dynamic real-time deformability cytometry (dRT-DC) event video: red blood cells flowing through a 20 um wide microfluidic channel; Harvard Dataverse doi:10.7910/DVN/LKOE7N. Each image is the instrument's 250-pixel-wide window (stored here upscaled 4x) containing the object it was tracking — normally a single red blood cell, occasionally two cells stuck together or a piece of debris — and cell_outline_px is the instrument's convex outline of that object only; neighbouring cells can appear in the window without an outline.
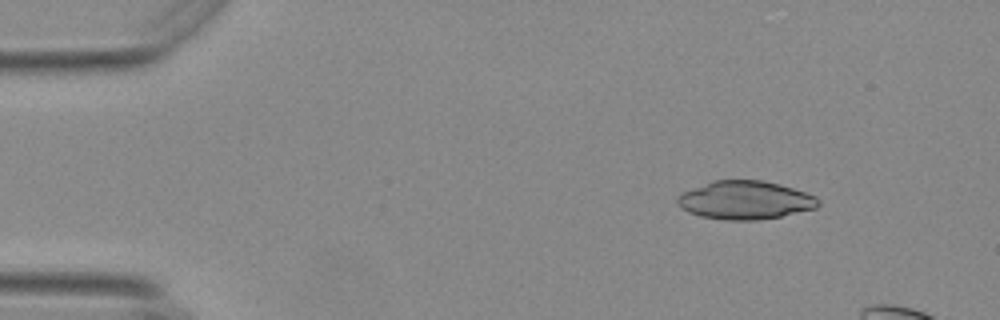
{"species": "Egyptian fruit bat (a non-hibernating species)", "species_latin": "Rousettus aegyptiacus", "temperature_condition": "warm", "stored_images_in_passage": 9, "camera_frame_rate_fps": 3000, "um_per_image_px": 0.085, "animal": {"sex": "female"}, "frame": {"image": 1, "passage_image": 1, "time_ms": 0.0, "image_size_px": [1000, 320], "cell_outline_px": [[820, 204], [816, 208], [780, 216], [756, 220], [724, 220], [700, 216], [688, 212], [680, 208], [676, 200], [684, 192], [712, 180], [764, 180], [780, 184], [816, 196], [820, 200]], "centroid_in_image_um": [63.34, 17.01], "position_along_channel_um": 21.7, "area_um2": 31.39}}